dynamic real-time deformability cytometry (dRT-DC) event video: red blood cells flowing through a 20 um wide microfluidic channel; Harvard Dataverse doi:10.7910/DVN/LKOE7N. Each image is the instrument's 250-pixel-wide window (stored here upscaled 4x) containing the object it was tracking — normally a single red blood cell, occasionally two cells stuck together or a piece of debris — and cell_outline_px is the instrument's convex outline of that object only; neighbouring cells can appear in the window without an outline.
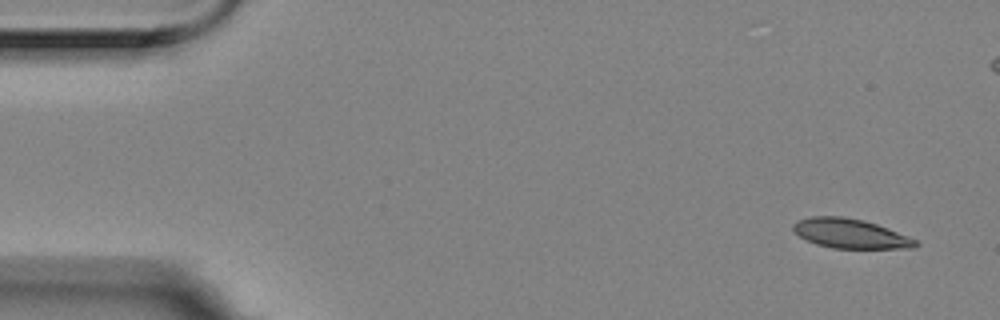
{"species": "Egyptian fruit bat (a non-hibernating species)", "species_latin": "Rousettus aegyptiacus", "temperature_condition": "room temperature", "stored_images_in_passage": 5, "camera_frame_rate_fps": 3000, "um_per_image_px": 0.085, "animal": {"sex": "female"}, "frame": {"image": 1, "passage_image": 1, "time_ms": 0.0, "image_size_px": [1000, 320], "cell_outline_px": [[920, 244], [912, 248], [832, 248], [816, 244], [800, 236], [792, 228], [792, 224], [796, 220], [812, 216], [844, 216], [864, 220], [876, 224], [908, 236], [916, 240]], "centroid_in_image_um": [72.26, 19.84], "position_along_channel_um": 12.7, "area_um2": 20.92}}
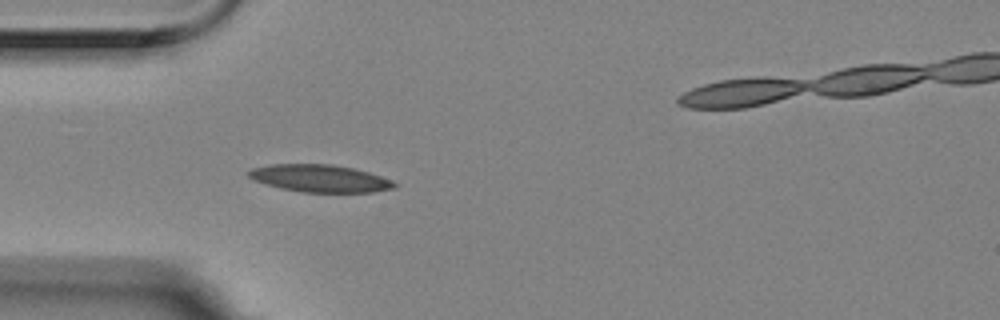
{"frame": {"image": 2, "passage_image": 4, "time_ms": 1.0, "image_size_px": [1000, 320], "cell_outline_px": [[396, 184], [392, 188], [372, 192], [300, 192], [280, 188], [252, 180], [248, 176], [248, 172], [252, 168], [272, 164], [332, 164], [352, 168], [368, 172], [392, 180]], "centroid_in_image_um": [27.15, 15.16], "position_along_channel_um": 57.9, "area_um2": 23.12}}